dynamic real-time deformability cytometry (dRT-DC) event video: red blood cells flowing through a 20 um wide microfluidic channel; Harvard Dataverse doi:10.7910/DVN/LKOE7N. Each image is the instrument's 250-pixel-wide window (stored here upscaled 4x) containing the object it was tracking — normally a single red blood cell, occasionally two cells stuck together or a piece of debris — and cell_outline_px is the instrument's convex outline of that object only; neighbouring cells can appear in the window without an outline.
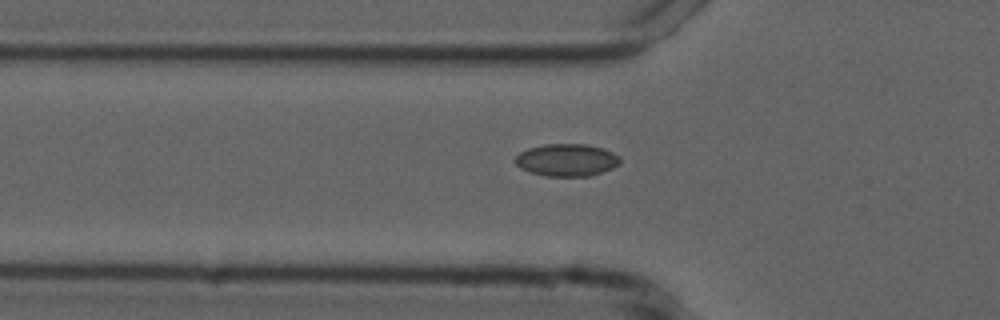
{"species": "common noctule bat (a hibernating species)", "species_latin": "Nyctalus noctula", "temperature_condition": "cold", "stored_images_in_passage": 30, "camera_frame_rate_fps": 3000, "um_per_image_px": 0.085, "animal": {"sex": "male", "forearm_length_mm": 52.5}, "frame": {"image": 1, "passage_image": 18, "time_ms": 5.667, "image_size_px": [1000, 320], "cell_outline_px": [[620, 164], [612, 168], [588, 176], [548, 176], [528, 172], [520, 168], [512, 160], [520, 152], [528, 148], [544, 144], [588, 144], [604, 148], [620, 156]], "centroid_in_image_um": [48.15, 13.59], "position_along_channel_um": 77.7, "area_um2": 19.94}}
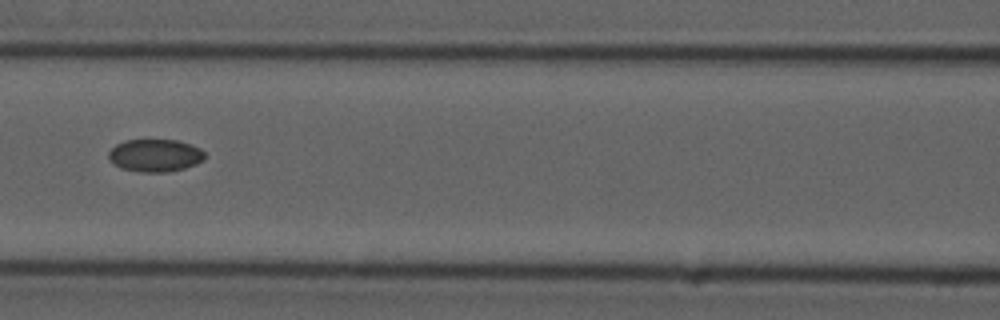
{"frame": {"image": 2, "passage_image": 24, "time_ms": 7.667, "image_size_px": [1000, 320], "cell_outline_px": [[204, 160], [196, 164], [184, 168], [168, 172], [140, 172], [120, 168], [108, 156], [108, 152], [116, 144], [124, 140], [176, 140], [200, 148], [204, 152]], "centroid_in_image_um": [13.18, 13.21], "position_along_channel_um": 153.4, "area_um2": 18.15}}
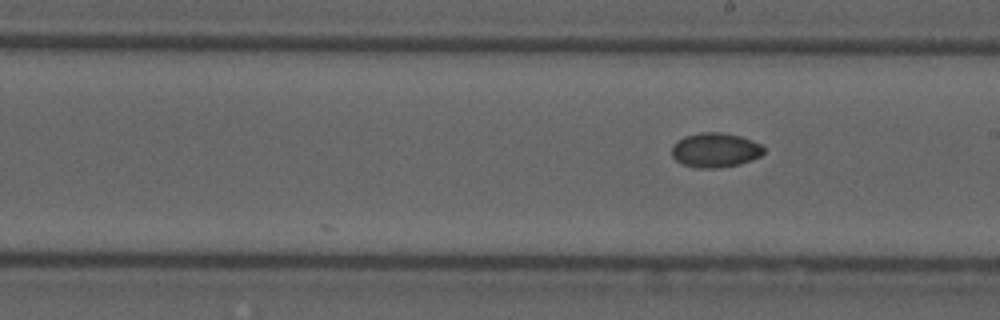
{"frame": {"image": 3, "passage_image": 30, "time_ms": 9.667, "image_size_px": [1000, 320], "cell_outline_px": [[764, 152], [760, 156], [740, 164], [720, 168], [696, 168], [680, 164], [672, 156], [672, 144], [676, 140], [684, 136], [700, 132], [720, 132], [740, 136], [752, 140], [760, 144], [764, 148]], "centroid_in_image_um": [60.76, 12.76], "position_along_channel_um": 228.2, "area_um2": 18.73}}